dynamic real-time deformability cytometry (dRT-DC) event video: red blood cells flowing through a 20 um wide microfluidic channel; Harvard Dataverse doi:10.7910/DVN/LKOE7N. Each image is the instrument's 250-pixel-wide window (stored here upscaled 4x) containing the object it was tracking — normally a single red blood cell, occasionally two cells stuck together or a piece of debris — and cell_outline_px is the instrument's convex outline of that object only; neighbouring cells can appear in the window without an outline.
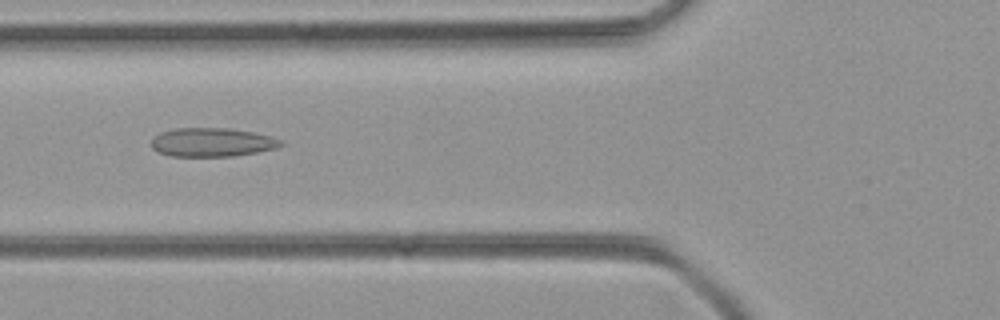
{"species": "common noctule bat (a hibernating species)", "species_latin": "Nyctalus noctula", "temperature_condition": "room temperature", "stored_images_in_passage": 40, "camera_frame_rate_fps": 3000, "um_per_image_px": 0.085, "animal": {"sex": "female", "body_mass_g": 21.9}, "frame": {"image": 1, "passage_image": 9, "time_ms": 2.667, "image_size_px": [1000, 320], "cell_outline_px": [[284, 144], [276, 148], [256, 152], [232, 156], [172, 156], [156, 152], [152, 148], [152, 136], [160, 132], [176, 128], [228, 128], [252, 132], [272, 136], [284, 140]], "centroid_in_image_um": [18.02, 12.09], "position_along_channel_um": 107.8, "area_um2": 21.85}}
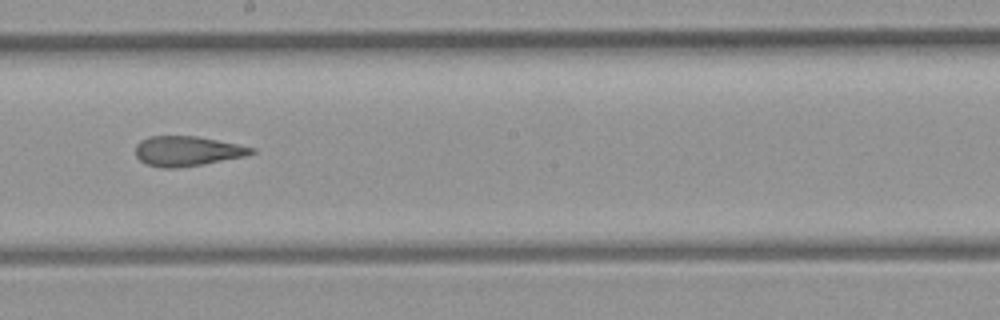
{"frame": {"image": 2, "passage_image": 18, "time_ms": 5.667, "image_size_px": [1000, 320], "cell_outline_px": [[256, 152], [244, 156], [204, 164], [176, 168], [160, 168], [144, 164], [136, 156], [136, 144], [140, 140], [148, 136], [196, 136], [256, 148]], "centroid_in_image_um": [15.87, 12.85], "position_along_channel_um": 232.3, "area_um2": 20.23}}
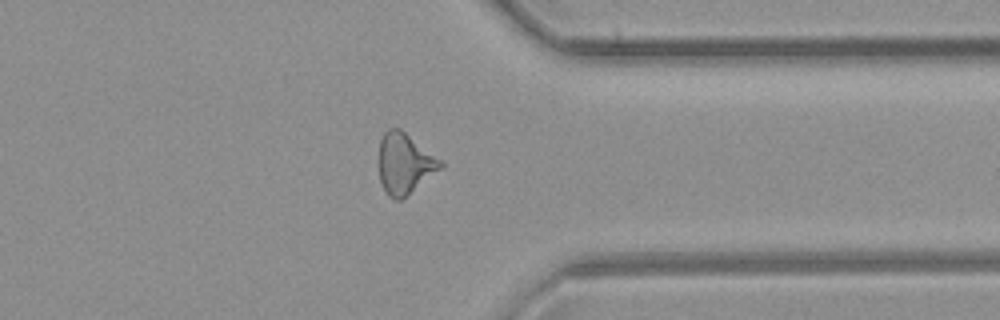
{"frame": {"image": 3, "passage_image": 29, "time_ms": 9.333, "image_size_px": [1000, 320], "cell_outline_px": [[444, 164], [440, 168], [400, 200], [396, 200], [388, 196], [380, 180], [380, 140], [384, 132], [388, 128], [400, 128], [440, 160]], "centroid_in_image_um": [34.36, 13.88], "position_along_channel_um": 377.0, "area_um2": 20.98}}